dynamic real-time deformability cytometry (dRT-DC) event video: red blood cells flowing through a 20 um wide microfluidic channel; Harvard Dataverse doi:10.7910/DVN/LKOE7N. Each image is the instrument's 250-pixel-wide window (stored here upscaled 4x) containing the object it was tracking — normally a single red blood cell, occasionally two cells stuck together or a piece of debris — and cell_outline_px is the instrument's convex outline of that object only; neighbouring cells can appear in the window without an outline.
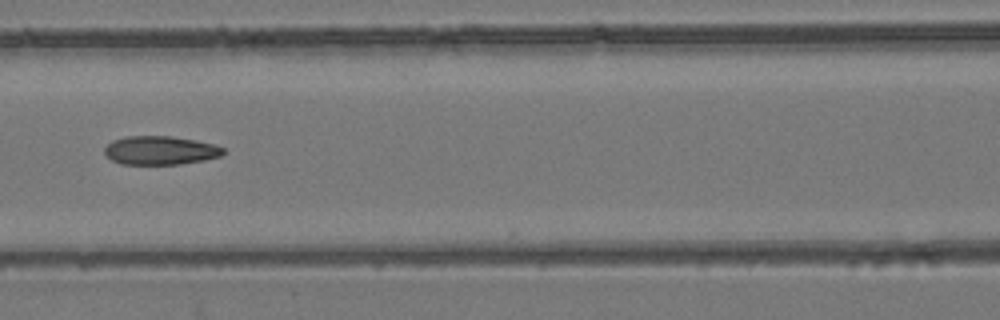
{"species": "common noctule bat (a hibernating species)", "species_latin": "Nyctalus noctula", "temperature_condition": "room temperature", "stored_images_in_passage": 7, "camera_frame_rate_fps": 3000, "um_per_image_px": 0.085, "animal": {"sex": "female", "body_mass_g": 24.6, "forearm_length_mm": 56.2}, "frame": {"image": 1, "passage_image": 7, "time_ms": 7.667, "image_size_px": [1000, 320], "cell_outline_px": [[224, 152], [220, 156], [204, 160], [180, 164], [120, 164], [112, 160], [104, 152], [104, 148], [112, 140], [124, 136], [172, 136], [196, 140], [216, 144], [224, 148]], "centroid_in_image_um": [13.63, 12.77], "position_along_channel_um": 153.0, "area_um2": 19.94}}